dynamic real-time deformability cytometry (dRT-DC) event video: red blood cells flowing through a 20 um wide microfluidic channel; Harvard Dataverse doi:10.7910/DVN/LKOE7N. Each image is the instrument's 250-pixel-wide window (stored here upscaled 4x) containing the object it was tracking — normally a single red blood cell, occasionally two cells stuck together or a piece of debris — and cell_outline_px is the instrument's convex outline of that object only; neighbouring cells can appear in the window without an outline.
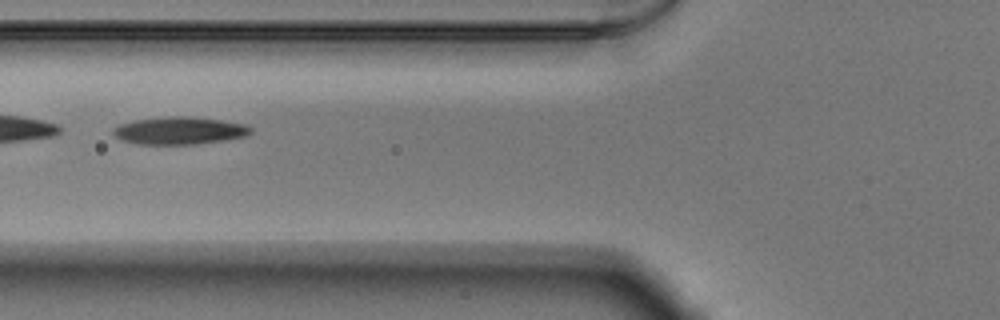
{"species": "Egyptian fruit bat (a non-hibernating species)", "species_latin": "Rousettus aegyptiacus", "temperature_condition": "warm", "stored_images_in_passage": 36, "camera_frame_rate_fps": 3000, "um_per_image_px": 0.085, "animal": {"sex": "male"}, "frame": {"image": 1, "passage_image": 7, "time_ms": 2.0, "image_size_px": [1000, 320], "cell_outline_px": [[252, 132], [248, 136], [228, 140], [196, 144], [136, 144], [124, 140], [116, 136], [112, 132], [112, 128], [120, 124], [136, 120], [164, 116], [184, 116], [220, 120], [248, 124], [252, 128]], "centroid_in_image_um": [15.31, 11.1], "position_along_channel_um": 110.5, "area_um2": 22.2}}
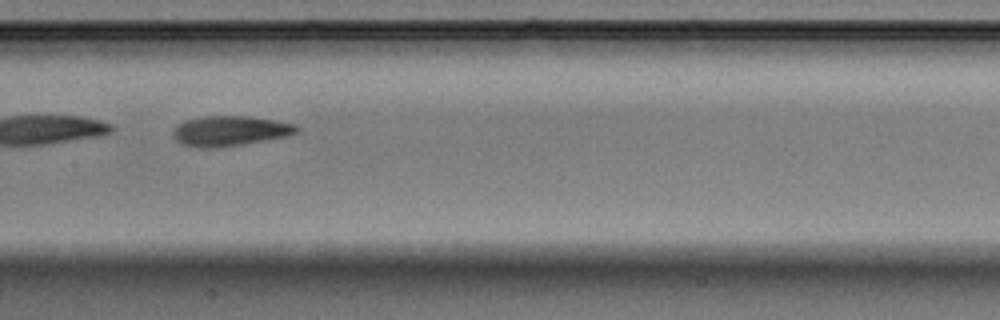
{"frame": {"image": 2, "passage_image": 13, "time_ms": 4.0, "image_size_px": [1000, 320], "cell_outline_px": [[300, 128], [296, 132], [288, 136], [268, 140], [216, 148], [196, 148], [180, 144], [172, 136], [172, 128], [184, 120], [204, 116], [252, 116], [276, 120], [296, 124]], "centroid_in_image_um": [19.52, 11.13], "position_along_channel_um": 187.9, "area_um2": 22.14}}
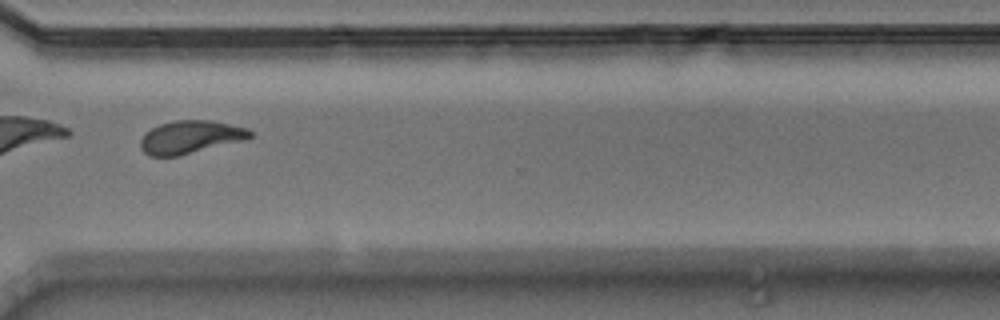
{"frame": {"image": 3, "passage_image": 26, "time_ms": 8.333, "image_size_px": [1000, 320], "cell_outline_px": [[256, 136], [248, 140], [176, 156], [148, 156], [140, 148], [140, 140], [144, 132], [160, 124], [176, 120], [212, 120], [248, 128]], "centroid_in_image_um": [16.23, 11.65], "position_along_channel_um": 354.4, "area_um2": 21.39}, "authors_computed_cell_mechanics": {"area_um2": 21.5016, "velocity_mm_per_s": 3.847, "shape_relaxation_time_tau1_ms": 3.694, "shape_relaxation_time_tau2_ms": 2.3595, "deformation_change_tau1": 0.179, "deformation_change_tau2": 0.0918}}